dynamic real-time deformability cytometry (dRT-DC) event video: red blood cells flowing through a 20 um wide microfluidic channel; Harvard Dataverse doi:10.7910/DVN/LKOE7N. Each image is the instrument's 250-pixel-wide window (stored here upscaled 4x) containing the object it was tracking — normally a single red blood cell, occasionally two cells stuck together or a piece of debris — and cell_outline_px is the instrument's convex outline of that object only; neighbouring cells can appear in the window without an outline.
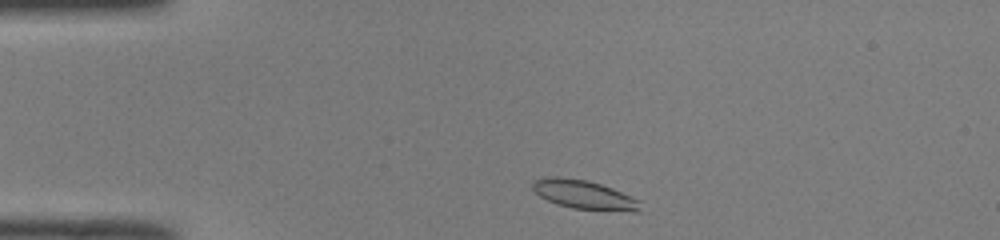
{"species": "common noctule bat (a hibernating species)", "species_latin": "Nyctalus noctula", "temperature_condition": "room temperature", "stored_images_in_passage": 39, "camera_frame_rate_fps": 3000, "um_per_image_px": 0.085, "animal": {"sex": "male", "body_mass_g": 19.0, "forearm_length_mm": 50.8}, "frame": {"image": 1, "passage_image": 1, "time_ms": 0.0, "image_size_px": [1000, 240], "cell_outline_px": [[640, 212], [632, 212], [572, 208], [556, 204], [540, 196], [532, 188], [532, 184], [536, 180], [544, 176], [556, 176], [588, 180], [612, 188], [640, 200]], "centroid_in_image_um": [49.66, 16.55], "position_along_channel_um": 35.3, "area_um2": 18.21}}
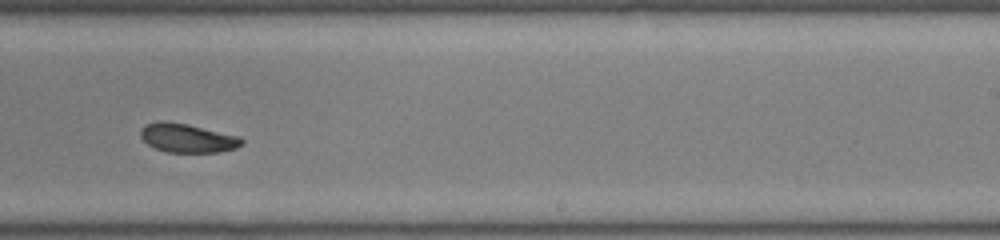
{"frame": {"image": 2, "passage_image": 22, "time_ms": 7.0, "image_size_px": [1000, 240], "cell_outline_px": [[244, 144], [236, 148], [220, 152], [168, 152], [156, 148], [148, 144], [140, 136], [140, 128], [144, 124], [160, 120], [164, 120], [188, 124], [240, 136], [244, 140]], "centroid_in_image_um": [15.93, 11.72], "position_along_channel_um": 273.1, "area_um2": 17.22}}
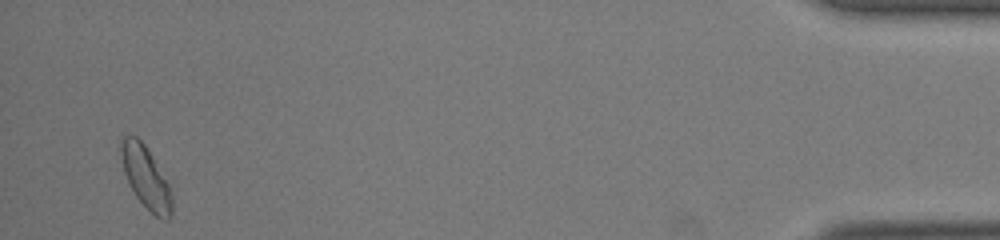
{"frame": {"image": 3, "passage_image": 39, "time_ms": 12.667, "image_size_px": [1000, 240], "cell_outline_px": [[172, 212], [168, 220], [164, 220], [156, 216], [136, 196], [128, 184], [124, 172], [120, 152], [120, 140], [124, 136], [136, 136], [144, 144], [152, 156], [168, 184], [172, 196]], "centroid_in_image_um": [12.38, 15.07], "position_along_channel_um": 422.8, "area_um2": 18.09}, "authors_computed_cell_mechanics": {"area_um2": 17.5712, "velocity_mm_per_s": 4.0133, "shape_relaxation_time_tau1_ms": 4.5255, "shape_relaxation_time_tau2_ms": null, "deformation_change_tau1": 0.124, "deformation_change_tau2": null}}